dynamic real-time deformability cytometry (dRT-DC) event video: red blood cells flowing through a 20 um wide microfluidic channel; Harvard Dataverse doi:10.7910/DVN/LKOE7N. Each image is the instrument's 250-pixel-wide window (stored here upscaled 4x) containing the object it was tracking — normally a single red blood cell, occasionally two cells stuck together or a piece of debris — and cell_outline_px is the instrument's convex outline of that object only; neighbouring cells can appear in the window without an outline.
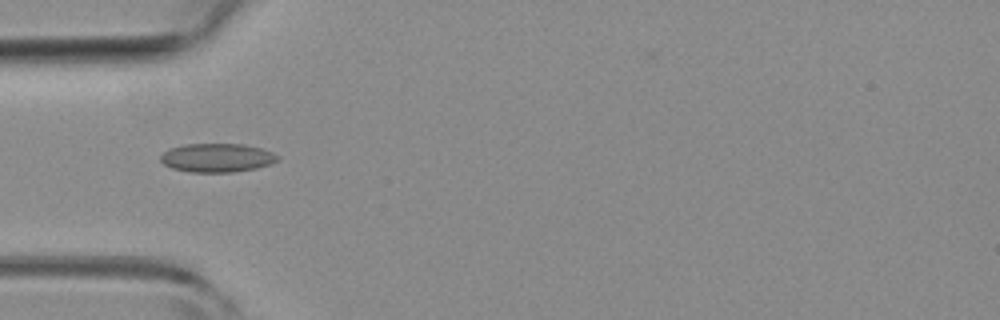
{"species": "common noctule bat (a hibernating species)", "species_latin": "Nyctalus noctula", "temperature_condition": "room temperature", "stored_images_in_passage": 6, "camera_frame_rate_fps": 3000, "um_per_image_px": 0.085, "animal": {"sex": "female", "body_mass_g": 19.3, "forearm_length_mm": 54.1}, "frame": {"image": 1, "passage_image": 2, "time_ms": 0.333, "image_size_px": [1000, 320], "cell_outline_px": [[280, 160], [272, 164], [256, 168], [232, 172], [188, 172], [172, 168], [164, 164], [160, 160], [160, 156], [164, 152], [172, 148], [184, 144], [244, 144], [260, 148], [272, 152], [280, 156]], "centroid_in_image_um": [18.48, 13.41], "position_along_channel_um": 66.5, "area_um2": 19.65}}
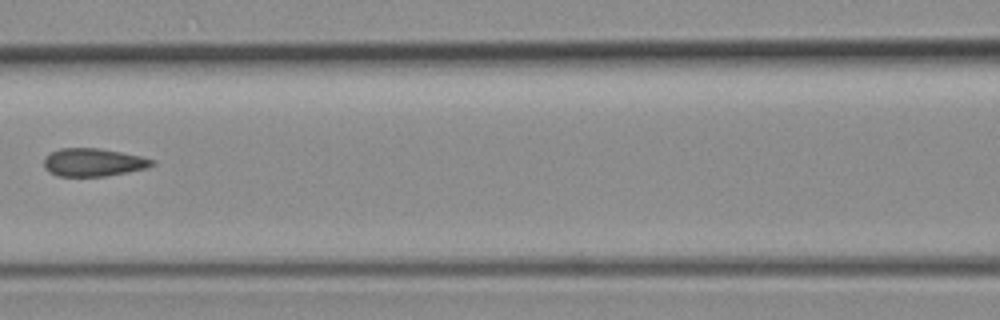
{"frame": {"image": 2, "passage_image": 4, "time_ms": 1.0, "image_size_px": [1000, 320], "cell_outline_px": [[156, 164], [148, 168], [128, 172], [104, 176], [56, 176], [48, 172], [44, 168], [44, 160], [52, 152], [60, 148], [100, 148], [140, 156], [156, 160]], "centroid_in_image_um": [7.96, 13.8], "position_along_channel_um": 158.6, "area_um2": 17.69}}
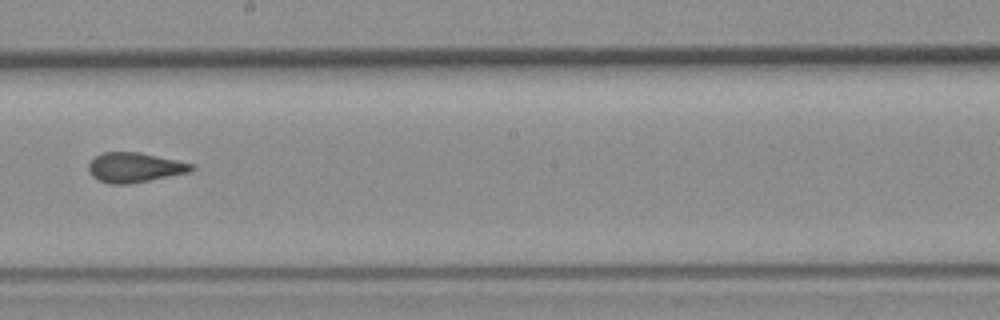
{"frame": {"image": 3, "passage_image": 6, "time_ms": 1.667, "image_size_px": [1000, 320], "cell_outline_px": [[196, 168], [188, 172], [132, 184], [108, 184], [92, 176], [88, 172], [88, 164], [96, 156], [104, 152], [140, 152], [196, 164]], "centroid_in_image_um": [11.46, 14.24], "position_along_channel_um": 236.7, "area_um2": 17.98}}